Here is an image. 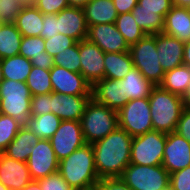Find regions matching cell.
Masks as SVG:
<instances>
[{
  "label": "cell",
  "mask_w": 190,
  "mask_h": 190,
  "mask_svg": "<svg viewBox=\"0 0 190 190\" xmlns=\"http://www.w3.org/2000/svg\"><path fill=\"white\" fill-rule=\"evenodd\" d=\"M132 139L133 137L125 130L118 127L92 144L94 164L99 179L122 175L130 164Z\"/></svg>",
  "instance_id": "cell-1"
},
{
  "label": "cell",
  "mask_w": 190,
  "mask_h": 190,
  "mask_svg": "<svg viewBox=\"0 0 190 190\" xmlns=\"http://www.w3.org/2000/svg\"><path fill=\"white\" fill-rule=\"evenodd\" d=\"M58 173L75 190H93L99 177L92 144H85L59 161Z\"/></svg>",
  "instance_id": "cell-2"
},
{
  "label": "cell",
  "mask_w": 190,
  "mask_h": 190,
  "mask_svg": "<svg viewBox=\"0 0 190 190\" xmlns=\"http://www.w3.org/2000/svg\"><path fill=\"white\" fill-rule=\"evenodd\" d=\"M148 98L153 130L165 134L174 132L185 108L182 97L157 85L152 88Z\"/></svg>",
  "instance_id": "cell-3"
},
{
  "label": "cell",
  "mask_w": 190,
  "mask_h": 190,
  "mask_svg": "<svg viewBox=\"0 0 190 190\" xmlns=\"http://www.w3.org/2000/svg\"><path fill=\"white\" fill-rule=\"evenodd\" d=\"M80 125L86 144H93L119 127L118 111L91 98L80 119Z\"/></svg>",
  "instance_id": "cell-4"
},
{
  "label": "cell",
  "mask_w": 190,
  "mask_h": 190,
  "mask_svg": "<svg viewBox=\"0 0 190 190\" xmlns=\"http://www.w3.org/2000/svg\"><path fill=\"white\" fill-rule=\"evenodd\" d=\"M31 98L26 82L4 79L0 84V113L25 125L31 116Z\"/></svg>",
  "instance_id": "cell-5"
},
{
  "label": "cell",
  "mask_w": 190,
  "mask_h": 190,
  "mask_svg": "<svg viewBox=\"0 0 190 190\" xmlns=\"http://www.w3.org/2000/svg\"><path fill=\"white\" fill-rule=\"evenodd\" d=\"M129 53L135 68L153 85H160L165 71L160 65L157 53L156 34H146L137 43L129 47Z\"/></svg>",
  "instance_id": "cell-6"
},
{
  "label": "cell",
  "mask_w": 190,
  "mask_h": 190,
  "mask_svg": "<svg viewBox=\"0 0 190 190\" xmlns=\"http://www.w3.org/2000/svg\"><path fill=\"white\" fill-rule=\"evenodd\" d=\"M120 178L132 190H164L169 187L170 174L163 165L146 166L130 163Z\"/></svg>",
  "instance_id": "cell-7"
},
{
  "label": "cell",
  "mask_w": 190,
  "mask_h": 190,
  "mask_svg": "<svg viewBox=\"0 0 190 190\" xmlns=\"http://www.w3.org/2000/svg\"><path fill=\"white\" fill-rule=\"evenodd\" d=\"M166 134L156 130L133 137L130 163L146 166L162 165Z\"/></svg>",
  "instance_id": "cell-8"
},
{
  "label": "cell",
  "mask_w": 190,
  "mask_h": 190,
  "mask_svg": "<svg viewBox=\"0 0 190 190\" xmlns=\"http://www.w3.org/2000/svg\"><path fill=\"white\" fill-rule=\"evenodd\" d=\"M119 128L131 137L153 130L149 98H137L128 102L118 111Z\"/></svg>",
  "instance_id": "cell-9"
},
{
  "label": "cell",
  "mask_w": 190,
  "mask_h": 190,
  "mask_svg": "<svg viewBox=\"0 0 190 190\" xmlns=\"http://www.w3.org/2000/svg\"><path fill=\"white\" fill-rule=\"evenodd\" d=\"M58 161L67 158L72 152L83 147L80 121L63 120L54 135L49 139Z\"/></svg>",
  "instance_id": "cell-10"
},
{
  "label": "cell",
  "mask_w": 190,
  "mask_h": 190,
  "mask_svg": "<svg viewBox=\"0 0 190 190\" xmlns=\"http://www.w3.org/2000/svg\"><path fill=\"white\" fill-rule=\"evenodd\" d=\"M32 180H39L58 172L59 161L49 139H39L27 161Z\"/></svg>",
  "instance_id": "cell-11"
},
{
  "label": "cell",
  "mask_w": 190,
  "mask_h": 190,
  "mask_svg": "<svg viewBox=\"0 0 190 190\" xmlns=\"http://www.w3.org/2000/svg\"><path fill=\"white\" fill-rule=\"evenodd\" d=\"M53 92L75 96H92V86L78 72L54 65L50 69Z\"/></svg>",
  "instance_id": "cell-12"
},
{
  "label": "cell",
  "mask_w": 190,
  "mask_h": 190,
  "mask_svg": "<svg viewBox=\"0 0 190 190\" xmlns=\"http://www.w3.org/2000/svg\"><path fill=\"white\" fill-rule=\"evenodd\" d=\"M80 73L86 81L93 86L104 78V57L103 52L95 43L88 39L79 41Z\"/></svg>",
  "instance_id": "cell-13"
},
{
  "label": "cell",
  "mask_w": 190,
  "mask_h": 190,
  "mask_svg": "<svg viewBox=\"0 0 190 190\" xmlns=\"http://www.w3.org/2000/svg\"><path fill=\"white\" fill-rule=\"evenodd\" d=\"M162 165L169 174L190 166V142L175 131L166 134Z\"/></svg>",
  "instance_id": "cell-14"
},
{
  "label": "cell",
  "mask_w": 190,
  "mask_h": 190,
  "mask_svg": "<svg viewBox=\"0 0 190 190\" xmlns=\"http://www.w3.org/2000/svg\"><path fill=\"white\" fill-rule=\"evenodd\" d=\"M87 39L105 53L127 52L130 47L115 23L89 26Z\"/></svg>",
  "instance_id": "cell-15"
},
{
  "label": "cell",
  "mask_w": 190,
  "mask_h": 190,
  "mask_svg": "<svg viewBox=\"0 0 190 190\" xmlns=\"http://www.w3.org/2000/svg\"><path fill=\"white\" fill-rule=\"evenodd\" d=\"M32 177L25 162L14 160L0 153V182L10 190H21Z\"/></svg>",
  "instance_id": "cell-16"
},
{
  "label": "cell",
  "mask_w": 190,
  "mask_h": 190,
  "mask_svg": "<svg viewBox=\"0 0 190 190\" xmlns=\"http://www.w3.org/2000/svg\"><path fill=\"white\" fill-rule=\"evenodd\" d=\"M91 98L52 92V113L62 121H80Z\"/></svg>",
  "instance_id": "cell-17"
},
{
  "label": "cell",
  "mask_w": 190,
  "mask_h": 190,
  "mask_svg": "<svg viewBox=\"0 0 190 190\" xmlns=\"http://www.w3.org/2000/svg\"><path fill=\"white\" fill-rule=\"evenodd\" d=\"M58 31L77 42L87 39L88 26L83 8L67 7L57 14Z\"/></svg>",
  "instance_id": "cell-18"
},
{
  "label": "cell",
  "mask_w": 190,
  "mask_h": 190,
  "mask_svg": "<svg viewBox=\"0 0 190 190\" xmlns=\"http://www.w3.org/2000/svg\"><path fill=\"white\" fill-rule=\"evenodd\" d=\"M156 45L158 59L165 72L183 64V41L164 33H158Z\"/></svg>",
  "instance_id": "cell-19"
},
{
  "label": "cell",
  "mask_w": 190,
  "mask_h": 190,
  "mask_svg": "<svg viewBox=\"0 0 190 190\" xmlns=\"http://www.w3.org/2000/svg\"><path fill=\"white\" fill-rule=\"evenodd\" d=\"M92 98L108 108L119 111L127 102L121 81L103 78L92 86Z\"/></svg>",
  "instance_id": "cell-20"
},
{
  "label": "cell",
  "mask_w": 190,
  "mask_h": 190,
  "mask_svg": "<svg viewBox=\"0 0 190 190\" xmlns=\"http://www.w3.org/2000/svg\"><path fill=\"white\" fill-rule=\"evenodd\" d=\"M162 33L186 42L190 40V8L173 6L165 15Z\"/></svg>",
  "instance_id": "cell-21"
},
{
  "label": "cell",
  "mask_w": 190,
  "mask_h": 190,
  "mask_svg": "<svg viewBox=\"0 0 190 190\" xmlns=\"http://www.w3.org/2000/svg\"><path fill=\"white\" fill-rule=\"evenodd\" d=\"M87 26L115 23L118 13L113 0H90L84 7Z\"/></svg>",
  "instance_id": "cell-22"
},
{
  "label": "cell",
  "mask_w": 190,
  "mask_h": 190,
  "mask_svg": "<svg viewBox=\"0 0 190 190\" xmlns=\"http://www.w3.org/2000/svg\"><path fill=\"white\" fill-rule=\"evenodd\" d=\"M39 139L26 125H23L3 153L14 160L27 163L33 146Z\"/></svg>",
  "instance_id": "cell-23"
},
{
  "label": "cell",
  "mask_w": 190,
  "mask_h": 190,
  "mask_svg": "<svg viewBox=\"0 0 190 190\" xmlns=\"http://www.w3.org/2000/svg\"><path fill=\"white\" fill-rule=\"evenodd\" d=\"M43 16L33 4L24 5L15 19V26L22 36H40L43 28Z\"/></svg>",
  "instance_id": "cell-24"
},
{
  "label": "cell",
  "mask_w": 190,
  "mask_h": 190,
  "mask_svg": "<svg viewBox=\"0 0 190 190\" xmlns=\"http://www.w3.org/2000/svg\"><path fill=\"white\" fill-rule=\"evenodd\" d=\"M120 81L123 95H126L128 100L149 97L152 88L155 86L135 67Z\"/></svg>",
  "instance_id": "cell-25"
},
{
  "label": "cell",
  "mask_w": 190,
  "mask_h": 190,
  "mask_svg": "<svg viewBox=\"0 0 190 190\" xmlns=\"http://www.w3.org/2000/svg\"><path fill=\"white\" fill-rule=\"evenodd\" d=\"M134 67L131 55L127 52L105 53L104 78L122 80Z\"/></svg>",
  "instance_id": "cell-26"
},
{
  "label": "cell",
  "mask_w": 190,
  "mask_h": 190,
  "mask_svg": "<svg viewBox=\"0 0 190 190\" xmlns=\"http://www.w3.org/2000/svg\"><path fill=\"white\" fill-rule=\"evenodd\" d=\"M22 37L14 23H2L0 25V58L19 55Z\"/></svg>",
  "instance_id": "cell-27"
},
{
  "label": "cell",
  "mask_w": 190,
  "mask_h": 190,
  "mask_svg": "<svg viewBox=\"0 0 190 190\" xmlns=\"http://www.w3.org/2000/svg\"><path fill=\"white\" fill-rule=\"evenodd\" d=\"M189 83L190 67L182 64L174 69L166 71L160 86L163 89L182 97Z\"/></svg>",
  "instance_id": "cell-28"
},
{
  "label": "cell",
  "mask_w": 190,
  "mask_h": 190,
  "mask_svg": "<svg viewBox=\"0 0 190 190\" xmlns=\"http://www.w3.org/2000/svg\"><path fill=\"white\" fill-rule=\"evenodd\" d=\"M2 73L4 79L26 82L32 69L31 60L21 55L2 59Z\"/></svg>",
  "instance_id": "cell-29"
},
{
  "label": "cell",
  "mask_w": 190,
  "mask_h": 190,
  "mask_svg": "<svg viewBox=\"0 0 190 190\" xmlns=\"http://www.w3.org/2000/svg\"><path fill=\"white\" fill-rule=\"evenodd\" d=\"M139 28L146 34L154 35L162 33L164 17L157 14V10L140 9L137 4L131 11Z\"/></svg>",
  "instance_id": "cell-30"
},
{
  "label": "cell",
  "mask_w": 190,
  "mask_h": 190,
  "mask_svg": "<svg viewBox=\"0 0 190 190\" xmlns=\"http://www.w3.org/2000/svg\"><path fill=\"white\" fill-rule=\"evenodd\" d=\"M61 119L54 113L30 116L26 126L40 139H50L59 128Z\"/></svg>",
  "instance_id": "cell-31"
},
{
  "label": "cell",
  "mask_w": 190,
  "mask_h": 190,
  "mask_svg": "<svg viewBox=\"0 0 190 190\" xmlns=\"http://www.w3.org/2000/svg\"><path fill=\"white\" fill-rule=\"evenodd\" d=\"M115 24L129 46L137 43L146 35L139 28L131 12L118 15Z\"/></svg>",
  "instance_id": "cell-32"
},
{
  "label": "cell",
  "mask_w": 190,
  "mask_h": 190,
  "mask_svg": "<svg viewBox=\"0 0 190 190\" xmlns=\"http://www.w3.org/2000/svg\"><path fill=\"white\" fill-rule=\"evenodd\" d=\"M26 84L32 96L53 92L50 80V70L32 66Z\"/></svg>",
  "instance_id": "cell-33"
},
{
  "label": "cell",
  "mask_w": 190,
  "mask_h": 190,
  "mask_svg": "<svg viewBox=\"0 0 190 190\" xmlns=\"http://www.w3.org/2000/svg\"><path fill=\"white\" fill-rule=\"evenodd\" d=\"M22 126L18 120L0 113V153L6 150Z\"/></svg>",
  "instance_id": "cell-34"
},
{
  "label": "cell",
  "mask_w": 190,
  "mask_h": 190,
  "mask_svg": "<svg viewBox=\"0 0 190 190\" xmlns=\"http://www.w3.org/2000/svg\"><path fill=\"white\" fill-rule=\"evenodd\" d=\"M54 65L64 67L72 72L80 73V55H79V42L73 46L66 48L63 52L56 54Z\"/></svg>",
  "instance_id": "cell-35"
},
{
  "label": "cell",
  "mask_w": 190,
  "mask_h": 190,
  "mask_svg": "<svg viewBox=\"0 0 190 190\" xmlns=\"http://www.w3.org/2000/svg\"><path fill=\"white\" fill-rule=\"evenodd\" d=\"M45 52L44 38L40 36L27 37L23 36L19 49V55L31 60Z\"/></svg>",
  "instance_id": "cell-36"
},
{
  "label": "cell",
  "mask_w": 190,
  "mask_h": 190,
  "mask_svg": "<svg viewBox=\"0 0 190 190\" xmlns=\"http://www.w3.org/2000/svg\"><path fill=\"white\" fill-rule=\"evenodd\" d=\"M76 42L74 38L58 33L51 38L44 39L45 51L55 57L56 54L63 52V50L73 46Z\"/></svg>",
  "instance_id": "cell-37"
},
{
  "label": "cell",
  "mask_w": 190,
  "mask_h": 190,
  "mask_svg": "<svg viewBox=\"0 0 190 190\" xmlns=\"http://www.w3.org/2000/svg\"><path fill=\"white\" fill-rule=\"evenodd\" d=\"M24 4L19 0H0V16L3 23H14Z\"/></svg>",
  "instance_id": "cell-38"
},
{
  "label": "cell",
  "mask_w": 190,
  "mask_h": 190,
  "mask_svg": "<svg viewBox=\"0 0 190 190\" xmlns=\"http://www.w3.org/2000/svg\"><path fill=\"white\" fill-rule=\"evenodd\" d=\"M31 116H40L52 112V92L35 95L31 98Z\"/></svg>",
  "instance_id": "cell-39"
},
{
  "label": "cell",
  "mask_w": 190,
  "mask_h": 190,
  "mask_svg": "<svg viewBox=\"0 0 190 190\" xmlns=\"http://www.w3.org/2000/svg\"><path fill=\"white\" fill-rule=\"evenodd\" d=\"M37 181L38 190H75L58 172Z\"/></svg>",
  "instance_id": "cell-40"
},
{
  "label": "cell",
  "mask_w": 190,
  "mask_h": 190,
  "mask_svg": "<svg viewBox=\"0 0 190 190\" xmlns=\"http://www.w3.org/2000/svg\"><path fill=\"white\" fill-rule=\"evenodd\" d=\"M171 190H190V166L170 174Z\"/></svg>",
  "instance_id": "cell-41"
},
{
  "label": "cell",
  "mask_w": 190,
  "mask_h": 190,
  "mask_svg": "<svg viewBox=\"0 0 190 190\" xmlns=\"http://www.w3.org/2000/svg\"><path fill=\"white\" fill-rule=\"evenodd\" d=\"M33 5L42 14H58L69 7L68 0H36Z\"/></svg>",
  "instance_id": "cell-42"
},
{
  "label": "cell",
  "mask_w": 190,
  "mask_h": 190,
  "mask_svg": "<svg viewBox=\"0 0 190 190\" xmlns=\"http://www.w3.org/2000/svg\"><path fill=\"white\" fill-rule=\"evenodd\" d=\"M140 9L157 10V14L165 15L174 6L173 0H138Z\"/></svg>",
  "instance_id": "cell-43"
},
{
  "label": "cell",
  "mask_w": 190,
  "mask_h": 190,
  "mask_svg": "<svg viewBox=\"0 0 190 190\" xmlns=\"http://www.w3.org/2000/svg\"><path fill=\"white\" fill-rule=\"evenodd\" d=\"M93 190H132L120 177L100 178Z\"/></svg>",
  "instance_id": "cell-44"
},
{
  "label": "cell",
  "mask_w": 190,
  "mask_h": 190,
  "mask_svg": "<svg viewBox=\"0 0 190 190\" xmlns=\"http://www.w3.org/2000/svg\"><path fill=\"white\" fill-rule=\"evenodd\" d=\"M57 22V14H44L40 37L46 39L57 35L59 33Z\"/></svg>",
  "instance_id": "cell-45"
},
{
  "label": "cell",
  "mask_w": 190,
  "mask_h": 190,
  "mask_svg": "<svg viewBox=\"0 0 190 190\" xmlns=\"http://www.w3.org/2000/svg\"><path fill=\"white\" fill-rule=\"evenodd\" d=\"M180 136L190 142V109L184 108L178 121L176 130Z\"/></svg>",
  "instance_id": "cell-46"
},
{
  "label": "cell",
  "mask_w": 190,
  "mask_h": 190,
  "mask_svg": "<svg viewBox=\"0 0 190 190\" xmlns=\"http://www.w3.org/2000/svg\"><path fill=\"white\" fill-rule=\"evenodd\" d=\"M31 63L35 67L50 70L54 66V59L45 51L42 52V55H39L38 57H33L31 59Z\"/></svg>",
  "instance_id": "cell-47"
},
{
  "label": "cell",
  "mask_w": 190,
  "mask_h": 190,
  "mask_svg": "<svg viewBox=\"0 0 190 190\" xmlns=\"http://www.w3.org/2000/svg\"><path fill=\"white\" fill-rule=\"evenodd\" d=\"M118 15L130 13L138 4V0H113Z\"/></svg>",
  "instance_id": "cell-48"
},
{
  "label": "cell",
  "mask_w": 190,
  "mask_h": 190,
  "mask_svg": "<svg viewBox=\"0 0 190 190\" xmlns=\"http://www.w3.org/2000/svg\"><path fill=\"white\" fill-rule=\"evenodd\" d=\"M183 64L190 67V40L184 42Z\"/></svg>",
  "instance_id": "cell-49"
},
{
  "label": "cell",
  "mask_w": 190,
  "mask_h": 190,
  "mask_svg": "<svg viewBox=\"0 0 190 190\" xmlns=\"http://www.w3.org/2000/svg\"><path fill=\"white\" fill-rule=\"evenodd\" d=\"M90 0H68L69 7L83 8Z\"/></svg>",
  "instance_id": "cell-50"
},
{
  "label": "cell",
  "mask_w": 190,
  "mask_h": 190,
  "mask_svg": "<svg viewBox=\"0 0 190 190\" xmlns=\"http://www.w3.org/2000/svg\"><path fill=\"white\" fill-rule=\"evenodd\" d=\"M182 100L184 102V107L190 109V83L188 84V87L182 96Z\"/></svg>",
  "instance_id": "cell-51"
},
{
  "label": "cell",
  "mask_w": 190,
  "mask_h": 190,
  "mask_svg": "<svg viewBox=\"0 0 190 190\" xmlns=\"http://www.w3.org/2000/svg\"><path fill=\"white\" fill-rule=\"evenodd\" d=\"M21 190H38V181L37 180L30 181Z\"/></svg>",
  "instance_id": "cell-52"
},
{
  "label": "cell",
  "mask_w": 190,
  "mask_h": 190,
  "mask_svg": "<svg viewBox=\"0 0 190 190\" xmlns=\"http://www.w3.org/2000/svg\"><path fill=\"white\" fill-rule=\"evenodd\" d=\"M175 6L178 7H189L190 8V0H173Z\"/></svg>",
  "instance_id": "cell-53"
},
{
  "label": "cell",
  "mask_w": 190,
  "mask_h": 190,
  "mask_svg": "<svg viewBox=\"0 0 190 190\" xmlns=\"http://www.w3.org/2000/svg\"><path fill=\"white\" fill-rule=\"evenodd\" d=\"M21 1L24 5H29V4H34L36 0H19Z\"/></svg>",
  "instance_id": "cell-54"
},
{
  "label": "cell",
  "mask_w": 190,
  "mask_h": 190,
  "mask_svg": "<svg viewBox=\"0 0 190 190\" xmlns=\"http://www.w3.org/2000/svg\"><path fill=\"white\" fill-rule=\"evenodd\" d=\"M2 59L0 58V84L2 83V81L4 80L3 78V73H2V65H1Z\"/></svg>",
  "instance_id": "cell-55"
},
{
  "label": "cell",
  "mask_w": 190,
  "mask_h": 190,
  "mask_svg": "<svg viewBox=\"0 0 190 190\" xmlns=\"http://www.w3.org/2000/svg\"><path fill=\"white\" fill-rule=\"evenodd\" d=\"M0 190H10L0 182Z\"/></svg>",
  "instance_id": "cell-56"
}]
</instances>
